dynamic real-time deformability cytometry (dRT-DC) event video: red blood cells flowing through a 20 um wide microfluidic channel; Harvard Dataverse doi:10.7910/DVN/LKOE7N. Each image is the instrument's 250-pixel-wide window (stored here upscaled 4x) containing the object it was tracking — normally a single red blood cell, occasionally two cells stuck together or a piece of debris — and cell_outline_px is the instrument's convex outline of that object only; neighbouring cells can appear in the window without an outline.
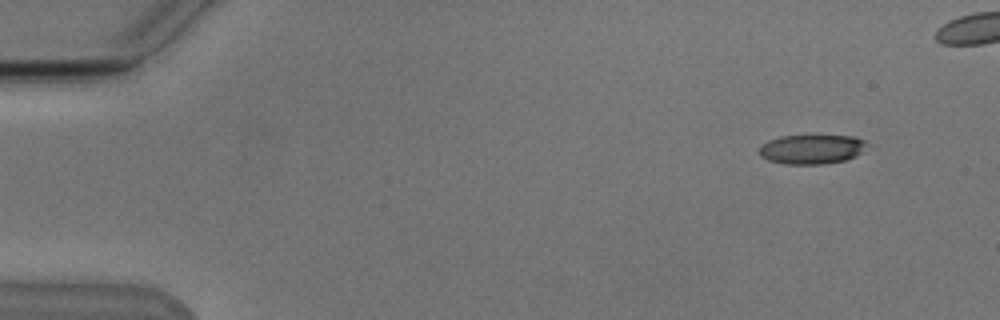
{"species": "Egyptian fruit bat (a non-hibernating species)", "species_latin": "Rousettus aegyptiacus", "temperature_condition": "cold", "stored_images_in_passage": 6, "camera_frame_rate_fps": 3000, "um_per_image_px": 0.085, "animal": {"sex": "male"}, "frame": {"image": 1, "passage_image": 1, "time_ms": 0.0, "image_size_px": [1000, 320], "cell_outline_px": [[868, 144], [856, 156], [844, 160], [820, 164], [784, 164], [768, 160], [760, 156], [760, 144], [768, 140], [780, 136], [856, 136], [864, 140]], "centroid_in_image_um": [68.96, 12.68], "position_along_channel_um": 16.0, "area_um2": 18.38}}